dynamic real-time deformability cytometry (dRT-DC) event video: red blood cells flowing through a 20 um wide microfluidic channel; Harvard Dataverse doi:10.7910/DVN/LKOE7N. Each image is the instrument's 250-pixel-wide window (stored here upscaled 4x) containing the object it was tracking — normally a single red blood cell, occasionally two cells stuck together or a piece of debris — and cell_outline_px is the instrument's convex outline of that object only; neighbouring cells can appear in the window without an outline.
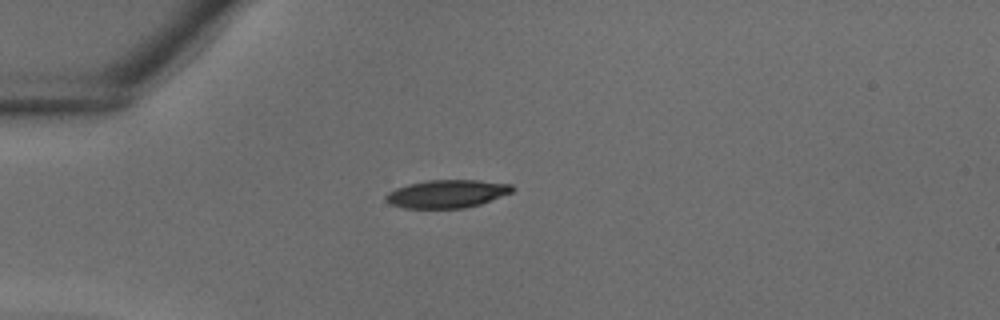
{"species": "common noctule bat (a hibernating species)", "species_latin": "Nyctalus noctula", "temperature_condition": "warm", "stored_images_in_passage": 29, "camera_frame_rate_fps": 3000, "um_per_image_px": 0.085, "animal": {"sex": "male", "body_mass_g": 18.8}, "frame": {"image": 1, "passage_image": 1, "time_ms": 0.0, "image_size_px": [1000, 320], "cell_outline_px": [[516, 188], [512, 192], [480, 204], [464, 208], [404, 208], [388, 204], [384, 200], [384, 196], [388, 192], [396, 188], [408, 184], [428, 180], [480, 180], [512, 184]], "centroid_in_image_um": [37.97, 16.47], "position_along_channel_um": 47.0, "area_um2": 20.81}}
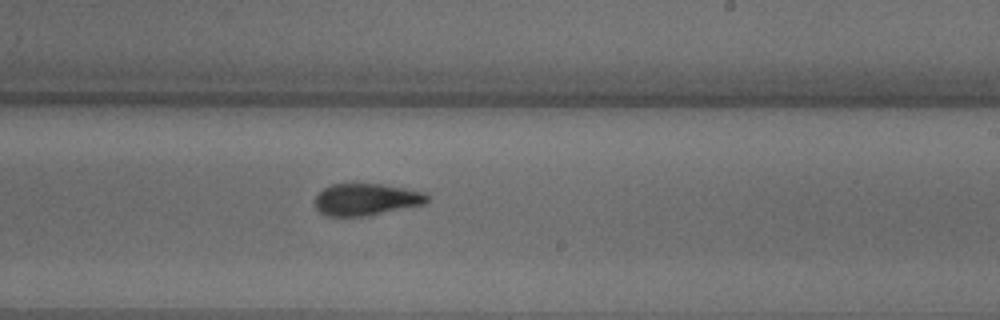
{"frame": {"image": 2, "passage_image": 14, "time_ms": 4.333, "image_size_px": [1000, 320], "cell_outline_px": [[428, 204], [368, 216], [328, 216], [320, 212], [316, 208], [316, 196], [324, 188], [332, 184], [384, 184], [424, 192], [428, 196]], "centroid_in_image_um": [31.18, 16.96], "position_along_channel_um": 257.8, "area_um2": 20.98}}
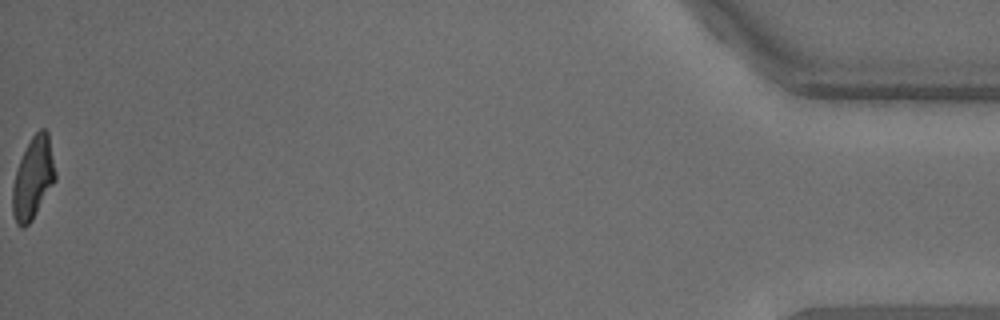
{"frame": {"image": 3, "passage_image": 29, "time_ms": 9.333, "image_size_px": [1000, 320], "cell_outline_px": [[56, 180], [32, 220], [24, 228], [20, 228], [16, 224], [12, 212], [12, 188], [16, 172], [20, 160], [32, 136], [40, 128], [44, 128], [48, 132], [56, 172]], "centroid_in_image_um": [2.81, 15.17], "position_along_channel_um": 432.4, "area_um2": 20.35}}